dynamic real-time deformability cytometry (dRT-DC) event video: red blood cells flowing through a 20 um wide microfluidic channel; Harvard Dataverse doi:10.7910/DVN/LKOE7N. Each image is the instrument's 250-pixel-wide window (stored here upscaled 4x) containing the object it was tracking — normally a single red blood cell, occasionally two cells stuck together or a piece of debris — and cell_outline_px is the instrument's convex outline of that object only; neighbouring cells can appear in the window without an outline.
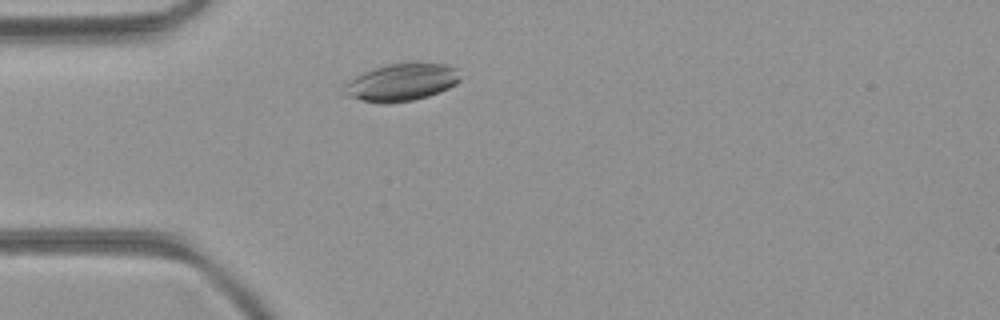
{"species": "common noctule bat (a hibernating species)", "species_latin": "Nyctalus noctula", "temperature_condition": "room temperature", "stored_images_in_passage": 40, "camera_frame_rate_fps": 3000, "um_per_image_px": 0.085, "animal": {"sex": "female", "body_mass_g": 21.9}, "frame": {"image": 1, "passage_image": 4, "time_ms": 1.0, "image_size_px": [1000, 320], "cell_outline_px": [[460, 80], [456, 84], [440, 92], [428, 96], [412, 100], [388, 104], [380, 104], [348, 96], [344, 92], [344, 84], [348, 80], [372, 68], [384, 64], [412, 60], [416, 60], [448, 64], [456, 68], [460, 76]], "centroid_in_image_um": [34.16, 6.94], "position_along_channel_um": 50.8, "area_um2": 26.13}}
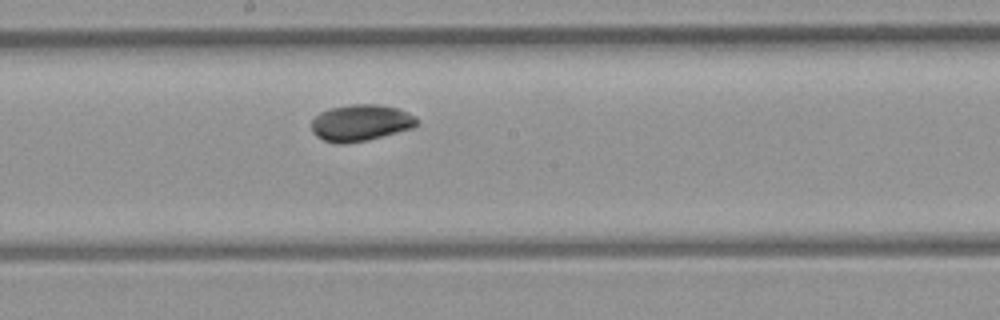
{"frame": {"image": 2, "passage_image": 17, "time_ms": 5.333, "image_size_px": [1000, 320], "cell_outline_px": [[420, 120], [412, 128], [368, 140], [344, 144], [336, 144], [324, 140], [316, 136], [312, 132], [312, 120], [320, 112], [328, 108], [348, 104], [380, 104], [396, 108], [408, 112], [416, 116]], "centroid_in_image_um": [30.65, 10.43], "position_along_channel_um": 217.5, "area_um2": 22.66}}
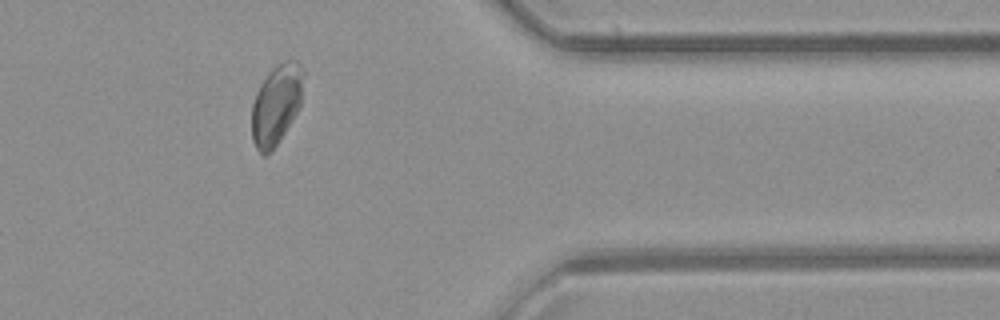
{"frame": {"image": 3, "passage_image": 31, "time_ms": 10.0, "image_size_px": [1000, 320], "cell_outline_px": [[304, 76], [300, 104], [296, 112], [280, 140], [264, 156], [256, 148], [252, 140], [252, 104], [256, 92], [260, 84], [268, 72], [276, 64], [284, 60], [296, 60], [304, 68]], "centroid_in_image_um": [23.48, 8.82], "position_along_channel_um": 387.9, "area_um2": 24.04}, "authors_computed_cell_mechanics": {"area_um2": 23.3512, "velocity_mm_per_s": 4.0931, "shape_relaxation_time_tau1_ms": 9.8849, "shape_relaxation_time_tau2_ms": 2.3774, "deformation_change_tau1": 0.1398, "deformation_change_tau2": 0.0434}}